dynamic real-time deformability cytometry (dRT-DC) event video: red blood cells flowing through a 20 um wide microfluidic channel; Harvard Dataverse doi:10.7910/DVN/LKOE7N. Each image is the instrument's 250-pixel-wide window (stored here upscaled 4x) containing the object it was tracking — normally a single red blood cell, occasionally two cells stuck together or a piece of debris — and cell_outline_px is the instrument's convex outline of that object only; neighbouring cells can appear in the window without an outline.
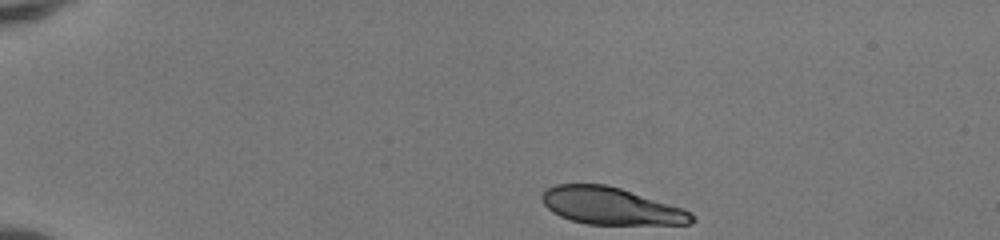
{"species": "human", "species_latin": "Homo sapiens", "temperature_condition": "room temperature", "stored_images_in_passage": 41, "camera_frame_rate_fps": 3000, "um_per_image_px": 0.085, "donor": {"sex": "female"}, "frame": {"image": 1, "passage_image": 1, "time_ms": 0.0, "image_size_px": [1000, 240], "cell_outline_px": [[696, 220], [692, 224], [584, 224], [560, 216], [552, 212], [544, 204], [540, 196], [544, 188], [556, 184], [608, 184], [692, 212], [696, 216]], "centroid_in_image_um": [51.89, 17.51], "position_along_channel_um": 33.1, "area_um2": 32.37}}
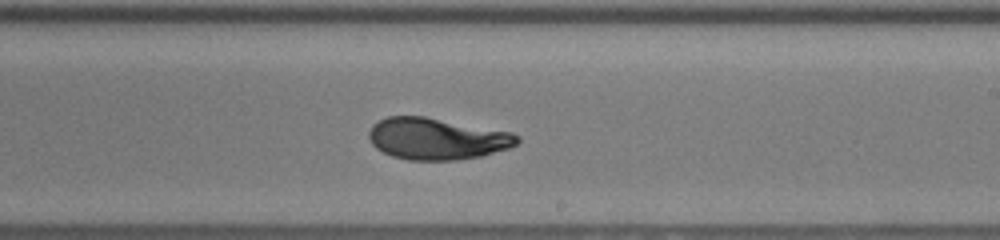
{"frame": {"image": 2, "passage_image": 23, "time_ms": 7.333, "image_size_px": [1000, 240], "cell_outline_px": [[520, 140], [516, 144], [508, 148], [480, 156], [456, 160], [408, 160], [392, 156], [376, 148], [372, 144], [368, 136], [368, 132], [372, 124], [388, 116], [424, 116], [512, 132], [520, 136]], "centroid_in_image_um": [37.11, 11.79], "position_along_channel_um": 251.9, "area_um2": 35.95}}
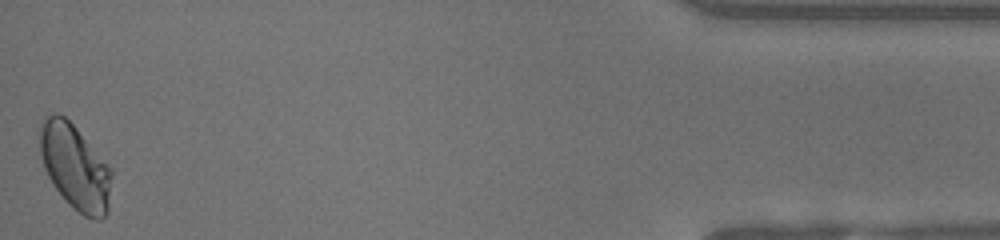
{"frame": {"image": 3, "passage_image": 41, "time_ms": 13.333, "image_size_px": [1000, 240], "cell_outline_px": [[112, 176], [108, 212], [100, 220], [96, 220], [84, 216], [72, 208], [68, 204], [52, 184], [44, 168], [40, 152], [36, 132], [44, 116], [52, 112], [56, 112], [64, 116], [76, 128], [112, 168]], "centroid_in_image_um": [6.35, 14.17], "position_along_channel_um": 428.9, "area_um2": 36.36}, "authors_computed_cell_mechanics": {"area_um2": 35.6626, "velocity_mm_per_s": 4.1586, "shape_relaxation_time_tau1_ms": 4.9238, "shape_relaxation_time_tau2_ms": null, "deformation_change_tau1": 0.1943, "deformation_change_tau2": null}}